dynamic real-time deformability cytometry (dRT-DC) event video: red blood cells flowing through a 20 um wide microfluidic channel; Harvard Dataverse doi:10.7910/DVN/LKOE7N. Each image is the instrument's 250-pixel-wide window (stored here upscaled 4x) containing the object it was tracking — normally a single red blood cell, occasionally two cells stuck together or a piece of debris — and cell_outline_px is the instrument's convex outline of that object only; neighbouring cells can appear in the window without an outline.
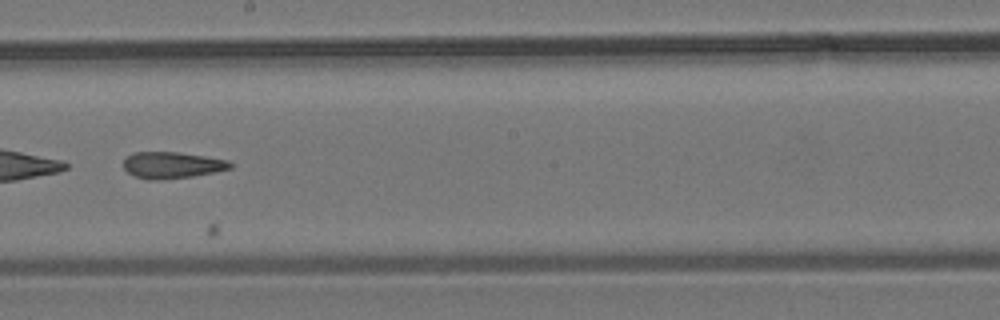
{"species": "common noctule bat (a hibernating species)", "species_latin": "Nyctalus noctula", "temperature_condition": "room temperature", "stored_images_in_passage": 10, "camera_frame_rate_fps": 3000, "um_per_image_px": 0.085, "animal": {"sex": "male", "body_mass_g": 19.2, "forearm_length_mm": 51.8}, "frame": {"image": 1, "passage_image": 8, "time_ms": 8.0, "image_size_px": [1000, 320], "cell_outline_px": [[232, 168], [192, 176], [160, 180], [148, 180], [136, 176], [128, 172], [124, 168], [124, 160], [132, 152], [180, 152], [228, 160], [232, 164]], "centroid_in_image_um": [14.61, 14.03], "position_along_channel_um": 233.6, "area_um2": 16.36}}